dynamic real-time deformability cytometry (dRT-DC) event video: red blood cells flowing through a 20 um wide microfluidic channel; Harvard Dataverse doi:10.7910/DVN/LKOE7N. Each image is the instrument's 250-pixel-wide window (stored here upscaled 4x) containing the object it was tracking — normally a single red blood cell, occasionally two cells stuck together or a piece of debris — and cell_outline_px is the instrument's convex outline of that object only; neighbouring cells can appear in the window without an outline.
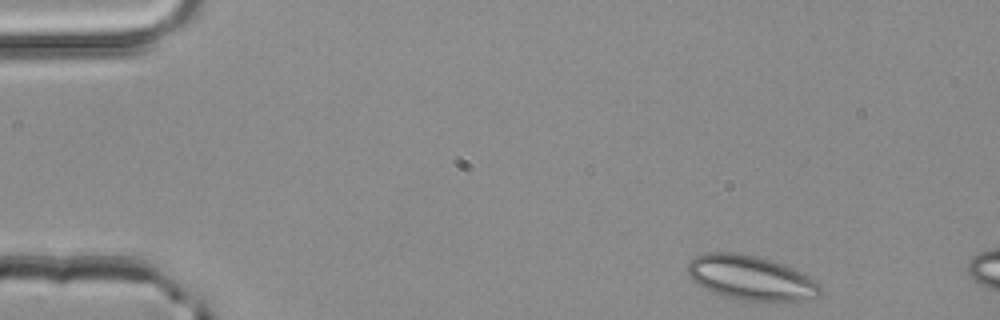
{"species": "common noctule bat (a hibernating species)", "species_latin": "Nyctalus noctula", "temperature_condition": "room temperature", "stored_images_in_passage": 3, "camera_frame_rate_fps": 3000, "um_per_image_px": 0.085, "animal": {"sex": "male", "body_mass_g": 20.4}, "frame": {"image": 1, "passage_image": 1, "time_ms": 0.0, "image_size_px": [1000, 320], "cell_outline_px": [[820, 296], [800, 300], [744, 300], [724, 296], [704, 288], [696, 284], [688, 276], [688, 264], [696, 256], [704, 252], [736, 252], [760, 256], [772, 260], [792, 268], [808, 276], [820, 288]], "centroid_in_image_um": [63.76, 23.59], "position_along_channel_um": 21.2, "area_um2": 33.99}}